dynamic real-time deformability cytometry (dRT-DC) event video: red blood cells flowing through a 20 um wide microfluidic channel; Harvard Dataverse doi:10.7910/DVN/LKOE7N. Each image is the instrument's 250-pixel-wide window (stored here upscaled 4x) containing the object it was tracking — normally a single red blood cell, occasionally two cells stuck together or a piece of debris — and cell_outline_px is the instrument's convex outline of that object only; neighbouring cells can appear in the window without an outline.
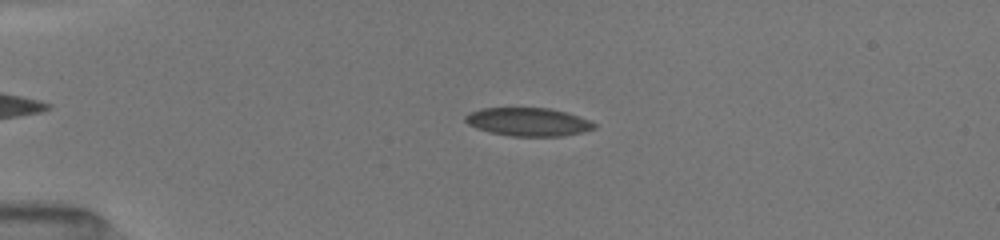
{"species": "common noctule bat (a hibernating species)", "species_latin": "Nyctalus noctula", "temperature_condition": "room temperature", "stored_images_in_passage": 39, "camera_frame_rate_fps": 3000, "um_per_image_px": 0.085, "animal": {"sex": "female", "body_mass_g": 19.5, "forearm_length_mm": 54.1}, "frame": {"image": 1, "passage_image": 10, "time_ms": 4.0, "image_size_px": [1000, 240], "cell_outline_px": [[596, 128], [584, 132], [564, 136], [512, 136], [488, 132], [476, 128], [468, 124], [464, 120], [464, 116], [472, 112], [484, 108], [548, 108], [564, 112], [588, 120], [596, 124]], "centroid_in_image_um": [44.88, 10.37], "position_along_channel_um": 40.1, "area_um2": 21.1}}
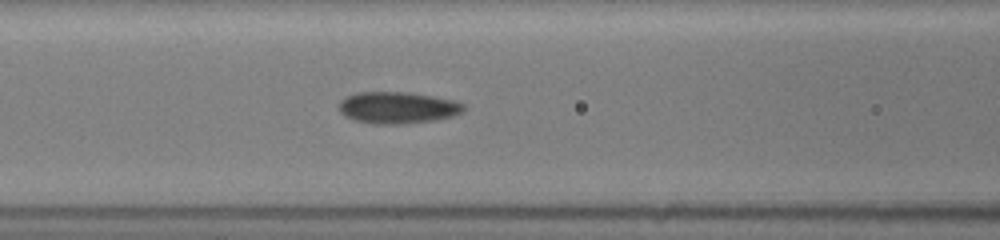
{"frame": {"image": 2, "passage_image": 29, "time_ms": 7.333, "image_size_px": [1000, 240], "cell_outline_px": [[464, 108], [460, 112], [452, 116], [436, 120], [400, 124], [372, 124], [352, 120], [344, 116], [340, 112], [340, 100], [356, 92], [408, 92], [456, 100], [464, 104]], "centroid_in_image_um": [33.77, 9.15], "position_along_channel_um": 132.8, "area_um2": 23.12}}
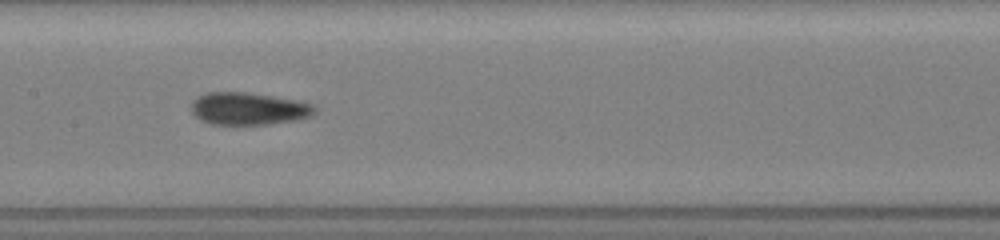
{"frame": {"image": 3, "passage_image": 38, "time_ms": 8.667, "image_size_px": [1000, 240], "cell_outline_px": [[316, 112], [308, 116], [292, 120], [268, 124], [212, 124], [200, 120], [192, 112], [192, 100], [196, 96], [208, 92], [248, 92], [296, 100], [312, 104], [316, 108]], "centroid_in_image_um": [21.08, 9.22], "position_along_channel_um": 186.3, "area_um2": 23.12}}